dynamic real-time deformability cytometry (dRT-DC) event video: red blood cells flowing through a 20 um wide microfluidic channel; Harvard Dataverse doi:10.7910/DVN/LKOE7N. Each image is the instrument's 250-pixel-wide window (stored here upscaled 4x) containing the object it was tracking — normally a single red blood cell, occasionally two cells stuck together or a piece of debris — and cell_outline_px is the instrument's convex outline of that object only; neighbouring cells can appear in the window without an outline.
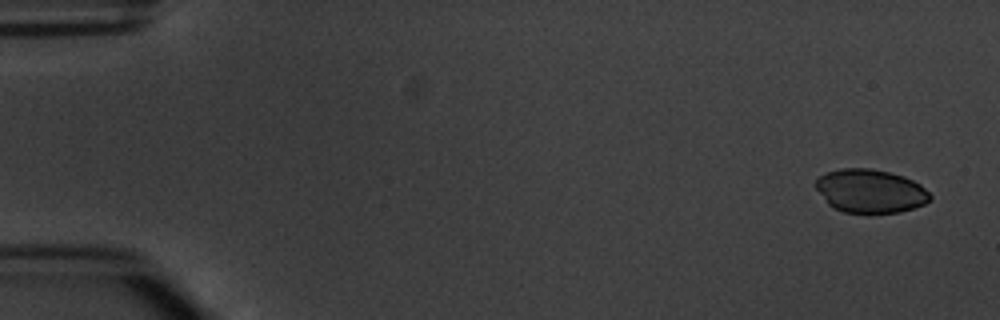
{"species": "common noctule bat (a hibernating species)", "species_latin": "Nyctalus noctula", "temperature_condition": "warm", "stored_images_in_passage": 5, "camera_frame_rate_fps": 3000, "um_per_image_px": 0.085, "animal": {"sex": "male", "body_mass_g": 20.1, "forearm_length_mm": 53.5}, "frame": {"image": 1, "passage_image": 1, "time_ms": 0.0, "image_size_px": [1000, 320], "cell_outline_px": [[932, 200], [924, 204], [900, 212], [868, 216], [844, 212], [832, 208], [828, 204], [816, 188], [816, 180], [820, 176], [828, 172], [840, 168], [872, 168], [904, 176], [920, 184], [932, 196]], "centroid_in_image_um": [73.98, 16.28], "position_along_channel_um": 11.0, "area_um2": 29.65}}